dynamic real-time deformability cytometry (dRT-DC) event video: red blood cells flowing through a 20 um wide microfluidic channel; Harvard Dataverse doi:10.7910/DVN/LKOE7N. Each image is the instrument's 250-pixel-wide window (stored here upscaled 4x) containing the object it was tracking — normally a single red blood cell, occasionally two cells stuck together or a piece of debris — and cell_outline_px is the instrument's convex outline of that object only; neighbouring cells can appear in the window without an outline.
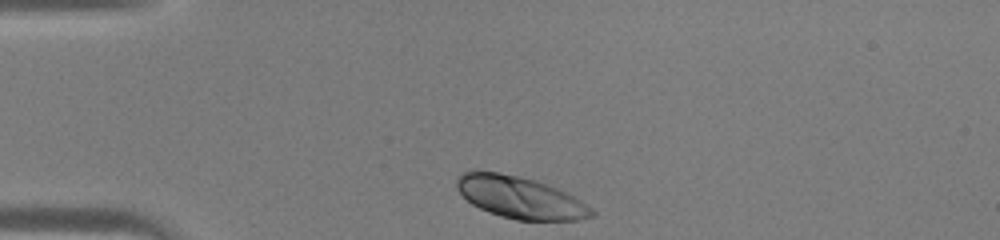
{"species": "human", "species_latin": "Homo sapiens", "temperature_condition": "warm", "stored_images_in_passage": 29, "camera_frame_rate_fps": 3000, "um_per_image_px": 0.085, "donor": {"sex": "male"}, "frame": {"image": 1, "passage_image": 1, "time_ms": 0.0, "image_size_px": [1000, 240], "cell_outline_px": [[596, 216], [576, 220], [516, 220], [488, 212], [472, 204], [456, 188], [456, 176], [472, 168], [476, 168], [500, 172], [520, 176], [536, 180], [556, 188], [580, 200], [592, 208], [596, 212]], "centroid_in_image_um": [44.16, 16.75], "position_along_channel_um": 40.8, "area_um2": 33.35}}
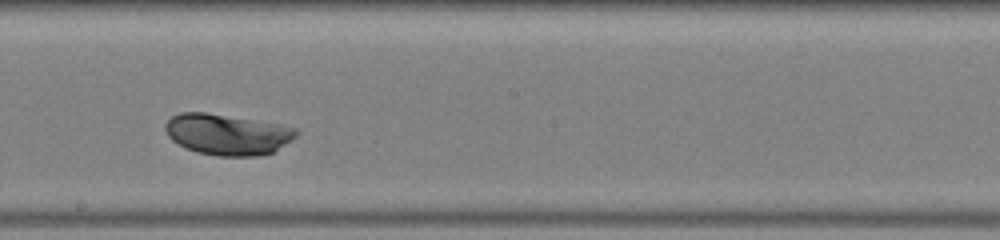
{"frame": {"image": 2, "passage_image": 16, "time_ms": 5.0, "image_size_px": [1000, 240], "cell_outline_px": [[300, 132], [292, 140], [272, 152], [260, 156], [216, 156], [196, 152], [172, 140], [168, 136], [164, 128], [164, 124], [172, 116], [180, 112], [204, 112], [276, 124], [296, 128]], "centroid_in_image_um": [19.3, 11.43], "position_along_channel_um": 228.9, "area_um2": 30.98}}
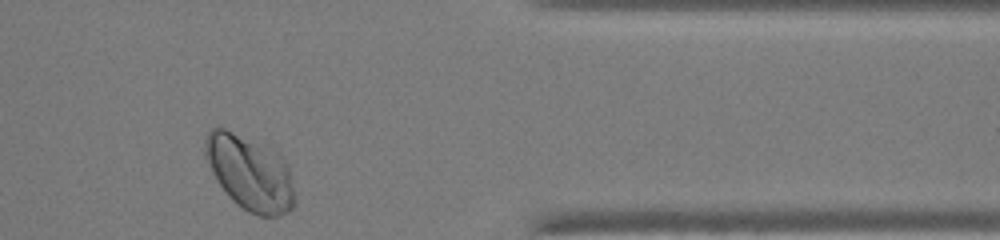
{"frame": {"image": 3, "passage_image": 28, "time_ms": 9.0, "image_size_px": [1000, 240], "cell_outline_px": [[296, 200], [292, 208], [288, 212], [280, 216], [260, 216], [248, 212], [232, 200], [228, 196], [216, 180], [212, 172], [204, 152], [204, 140], [208, 132], [216, 124], [264, 144], [276, 152], [288, 164]], "centroid_in_image_um": [21.23, 14.67], "position_along_channel_um": 390.2, "area_um2": 39.54}}